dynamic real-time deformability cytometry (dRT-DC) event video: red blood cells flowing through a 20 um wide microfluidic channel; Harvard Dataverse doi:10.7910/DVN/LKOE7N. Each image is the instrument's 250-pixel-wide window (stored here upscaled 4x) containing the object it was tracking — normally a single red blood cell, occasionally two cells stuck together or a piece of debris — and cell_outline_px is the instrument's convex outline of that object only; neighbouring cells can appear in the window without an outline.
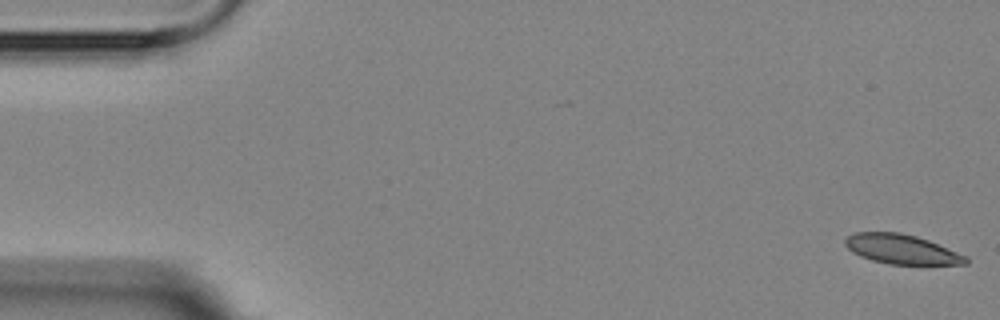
{"species": "Egyptian fruit bat (a non-hibernating species)", "species_latin": "Rousettus aegyptiacus", "temperature_condition": "room temperature", "stored_images_in_passage": 4, "camera_frame_rate_fps": 3000, "um_per_image_px": 0.085, "animal": {"sex": "female"}, "frame": {"image": 1, "passage_image": 1, "time_ms": 0.0, "image_size_px": [1000, 320], "cell_outline_px": [[968, 264], [888, 264], [872, 260], [860, 256], [852, 252], [844, 244], [844, 240], [848, 236], [856, 232], [900, 232], [916, 236], [928, 240], [968, 256]], "centroid_in_image_um": [76.63, 21.18], "position_along_channel_um": 8.4, "area_um2": 20.75}}